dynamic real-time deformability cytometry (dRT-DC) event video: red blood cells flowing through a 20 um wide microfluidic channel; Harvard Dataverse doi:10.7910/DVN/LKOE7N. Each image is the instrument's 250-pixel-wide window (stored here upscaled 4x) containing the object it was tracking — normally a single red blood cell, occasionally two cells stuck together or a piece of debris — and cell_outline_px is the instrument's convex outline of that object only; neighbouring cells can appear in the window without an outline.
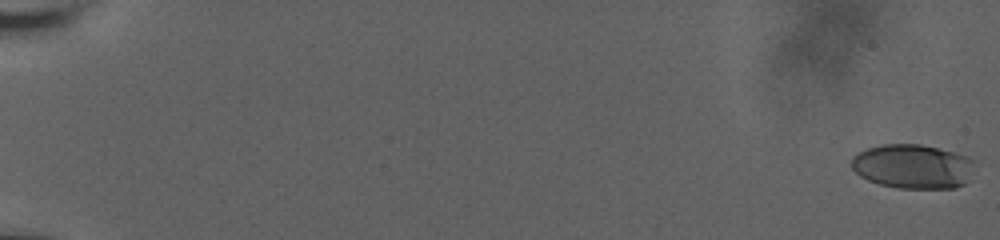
{"species": "human", "species_latin": "Homo sapiens", "temperature_condition": "room temperature", "stored_images_in_passage": 73, "camera_frame_rate_fps": 3000, "um_per_image_px": 0.085, "donor": {"sex": "male"}, "frame": {"image": 1, "passage_image": 1, "time_ms": 0.0, "image_size_px": [1000, 240], "cell_outline_px": [[972, 160], [964, 184], [956, 188], [896, 188], [880, 184], [868, 180], [860, 176], [852, 168], [852, 156], [868, 148], [884, 144], [920, 144], [968, 156]], "centroid_in_image_um": [77.52, 14.15], "position_along_channel_um": 7.5, "area_um2": 31.21}}
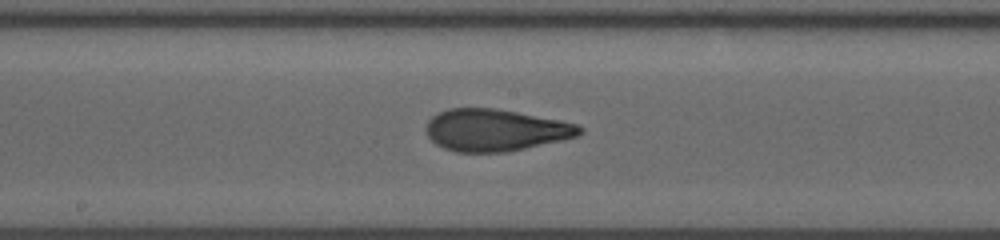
{"frame": {"image": 2, "passage_image": 30, "time_ms": 11.333, "image_size_px": [1000, 240], "cell_outline_px": [[584, 128], [576, 136], [560, 140], [524, 148], [504, 152], [456, 152], [444, 148], [436, 144], [428, 136], [424, 128], [428, 120], [436, 112], [448, 108], [496, 108], [560, 120], [576, 124]], "centroid_in_image_um": [42.04, 11.04], "position_along_channel_um": 206.2, "area_um2": 37.4}}
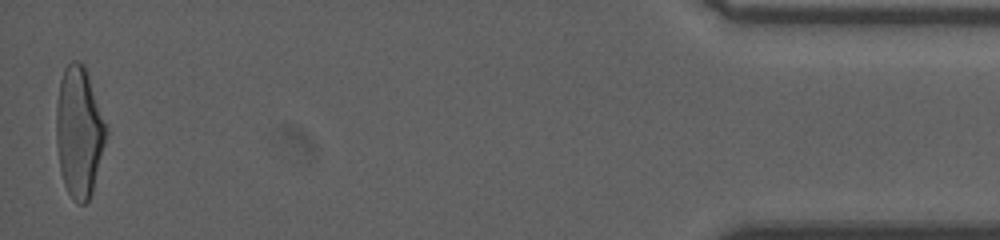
{"frame": {"image": 3, "passage_image": 72, "time_ms": 19.333, "image_size_px": [1000, 240], "cell_outline_px": [[108, 132], [92, 192], [88, 200], [84, 204], [80, 204], [72, 200], [64, 184], [60, 172], [56, 144], [56, 104], [60, 80], [64, 68], [72, 60], [80, 60], [84, 64], [108, 128]], "centroid_in_image_um": [6.71, 11.2], "position_along_channel_um": 428.5, "area_um2": 38.21}, "authors_computed_cell_mechanics": {"area_um2": 36.2984, "velocity_mm_per_s": 3.7771, "shape_relaxation_time_tau1_ms": 5.6531, "shape_relaxation_time_tau2_ms": 1.0069, "deformation_change_tau1": 0.2052, "deformation_change_tau2": 0.0777}}